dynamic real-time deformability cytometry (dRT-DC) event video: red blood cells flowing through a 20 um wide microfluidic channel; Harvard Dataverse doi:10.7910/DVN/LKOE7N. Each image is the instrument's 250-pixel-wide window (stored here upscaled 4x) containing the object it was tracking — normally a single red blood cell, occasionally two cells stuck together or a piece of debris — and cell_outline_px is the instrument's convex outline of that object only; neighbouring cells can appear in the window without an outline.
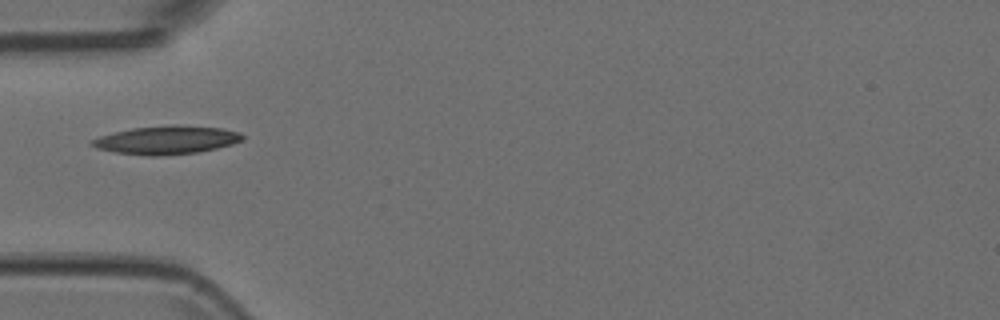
{"species": "Egyptian fruit bat (a non-hibernating species)", "species_latin": "Rousettus aegyptiacus", "temperature_condition": "room temperature", "stored_images_in_passage": 5, "camera_frame_rate_fps": 3000, "um_per_image_px": 0.085, "animal": {"sex": "female"}, "frame": {"image": 1, "passage_image": 5, "time_ms": 1.333, "image_size_px": [1000, 320], "cell_outline_px": [[244, 140], [232, 144], [200, 152], [156, 156], [148, 156], [116, 152], [96, 148], [88, 144], [88, 140], [112, 132], [132, 128], [172, 124], [176, 124], [220, 128], [240, 132], [244, 136]], "centroid_in_image_um": [14.12, 11.89], "position_along_channel_um": 70.9, "area_um2": 25.14}}